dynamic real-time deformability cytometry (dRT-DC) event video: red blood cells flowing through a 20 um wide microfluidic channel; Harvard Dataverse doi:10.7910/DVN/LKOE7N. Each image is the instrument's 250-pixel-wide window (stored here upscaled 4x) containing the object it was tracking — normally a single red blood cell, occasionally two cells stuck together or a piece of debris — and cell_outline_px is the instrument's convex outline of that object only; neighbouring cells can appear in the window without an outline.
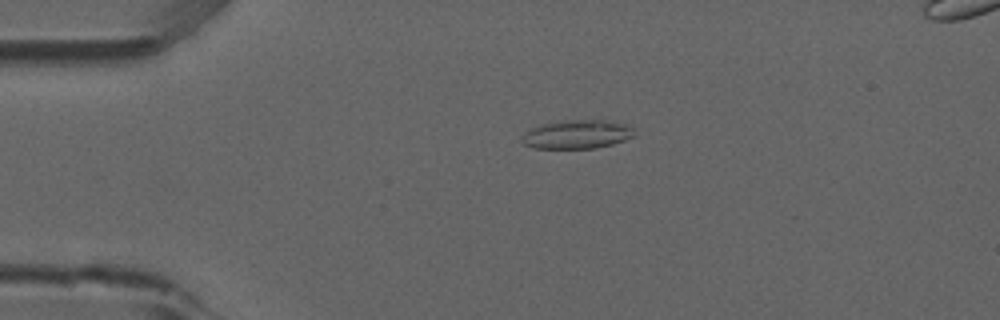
{"species": "common noctule bat (a hibernating species)", "species_latin": "Nyctalus noctula", "temperature_condition": "room temperature", "stored_images_in_passage": 49, "camera_frame_rate_fps": 3000, "um_per_image_px": 0.085, "animal": {"sex": "male", "forearm_length_mm": 52.5}, "frame": {"image": 1, "passage_image": 8, "time_ms": 2.333, "image_size_px": [1000, 320], "cell_outline_px": [[636, 136], [612, 144], [596, 148], [532, 148], [524, 144], [520, 140], [520, 136], [532, 128], [540, 124], [564, 120], [604, 120], [624, 124], [632, 128]], "centroid_in_image_um": [49.01, 11.42], "position_along_channel_um": 36.0, "area_um2": 18.84}}
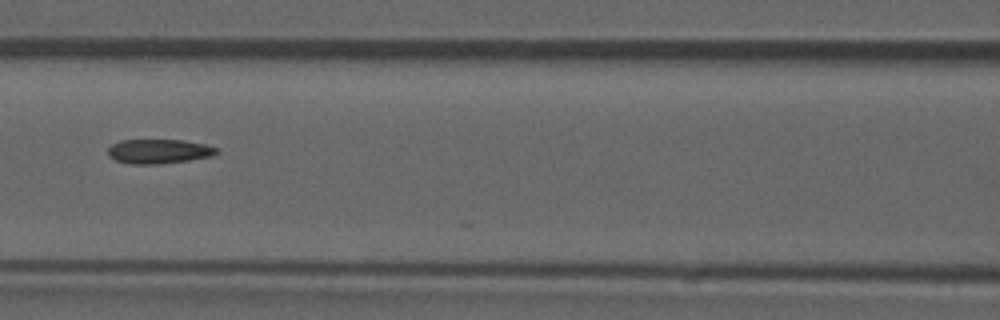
{"frame": {"image": 2, "passage_image": 20, "time_ms": 6.333, "image_size_px": [1000, 320], "cell_outline_px": [[216, 152], [212, 156], [188, 160], [160, 164], [132, 164], [116, 160], [108, 156], [108, 148], [112, 144], [120, 140], [184, 140], [208, 144], [216, 148]], "centroid_in_image_um": [13.48, 12.86], "position_along_channel_um": 153.1, "area_um2": 15.43}}
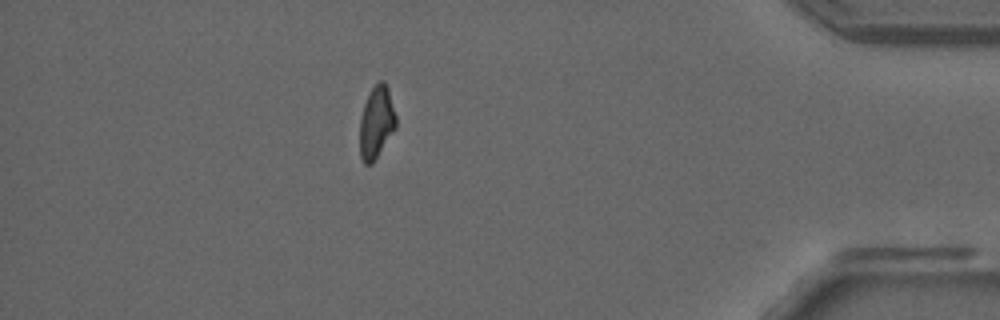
{"frame": {"image": 3, "passage_image": 43, "time_ms": 14.0, "image_size_px": [1000, 320], "cell_outline_px": [[396, 128], [372, 164], [364, 164], [360, 156], [360, 116], [364, 104], [372, 88], [380, 80], [384, 80], [388, 88], [396, 116]], "centroid_in_image_um": [31.99, 10.41], "position_along_channel_um": 403.2, "area_um2": 15.2}, "authors_computed_cell_mechanics": {"area_um2": 16.2418, "velocity_mm_per_s": 3.8631, "shape_relaxation_time_tau1_ms": null, "shape_relaxation_time_tau2_ms": 4.1921, "deformation_change_tau1": null, "deformation_change_tau2": 0.1122}}